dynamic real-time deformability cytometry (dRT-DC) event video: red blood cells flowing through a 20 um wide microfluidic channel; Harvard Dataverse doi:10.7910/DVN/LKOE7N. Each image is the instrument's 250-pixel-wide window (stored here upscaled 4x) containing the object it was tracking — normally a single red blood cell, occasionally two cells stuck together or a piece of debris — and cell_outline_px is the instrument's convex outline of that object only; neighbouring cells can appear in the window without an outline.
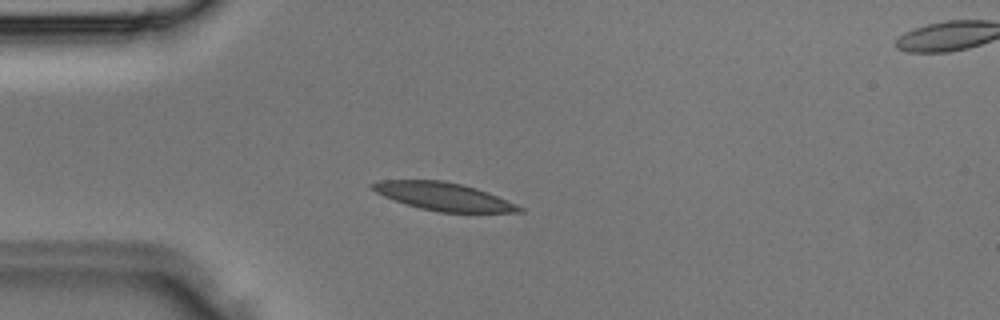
{"species": "Egyptian fruit bat (a non-hibernating species)", "species_latin": "Rousettus aegyptiacus", "temperature_condition": "room temperature", "stored_images_in_passage": 28, "segment_of_instrument_passage": [1, 2], "camera_frame_rate_fps": 3000, "um_per_image_px": 0.085, "animal": {"sex": "male"}, "frame": {"image": 1, "passage_image": 1, "time_ms": 0.0, "image_size_px": [1000, 320], "cell_outline_px": [[524, 212], [440, 212], [420, 208], [384, 196], [376, 192], [368, 184], [376, 180], [444, 180], [476, 188], [488, 192], [516, 204], [524, 208]], "centroid_in_image_um": [37.69, 16.69], "position_along_channel_um": 47.3, "area_um2": 23.7}}
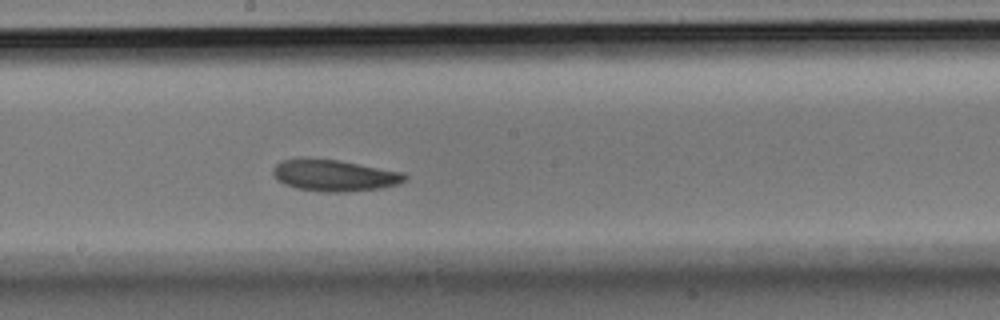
{"frame": {"image": 2, "passage_image": 11, "time_ms": 3.333, "image_size_px": [1000, 320], "cell_outline_px": [[408, 176], [400, 184], [380, 188], [344, 192], [320, 192], [296, 188], [284, 184], [276, 180], [272, 172], [272, 168], [280, 160], [336, 160], [404, 172]], "centroid_in_image_um": [28.43, 14.94], "position_along_channel_um": 219.8, "area_um2": 23.87}}
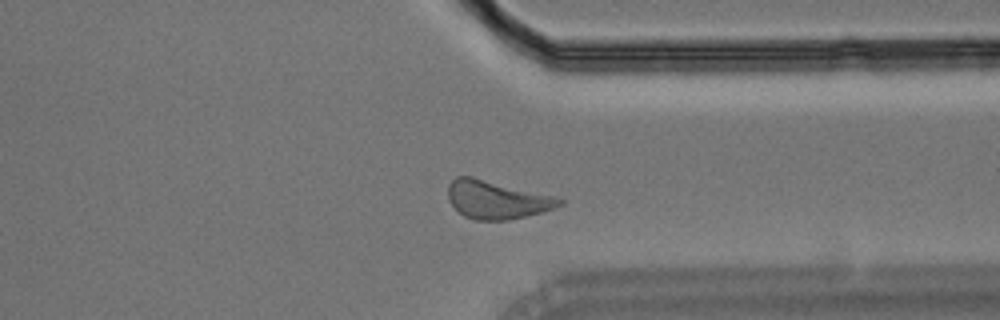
{"frame": {"image": 3, "passage_image": 19, "time_ms": 6.0, "image_size_px": [1000, 320], "cell_outline_px": [[564, 204], [556, 208], [524, 216], [504, 220], [476, 220], [464, 216], [448, 200], [448, 184], [456, 176], [472, 176], [556, 196], [564, 200]], "centroid_in_image_um": [42.24, 16.95], "position_along_channel_um": 369.2, "area_um2": 24.8}}